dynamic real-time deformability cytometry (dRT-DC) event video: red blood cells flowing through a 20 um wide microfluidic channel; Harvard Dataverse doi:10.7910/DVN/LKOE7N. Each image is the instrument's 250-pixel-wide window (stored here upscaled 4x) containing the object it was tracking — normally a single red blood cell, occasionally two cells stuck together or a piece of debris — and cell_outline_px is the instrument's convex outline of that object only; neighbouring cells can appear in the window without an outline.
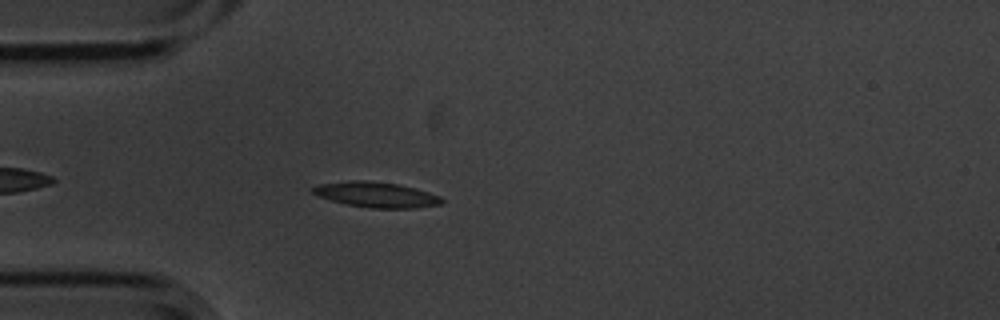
{"species": "common noctule bat (a hibernating species)", "species_latin": "Nyctalus noctula", "temperature_condition": "cold", "stored_images_in_passage": 1, "camera_frame_rate_fps": 3000, "um_per_image_px": 0.085, "animal": {"sex": "male", "body_mass_g": 20.1, "forearm_length_mm": 53.5}, "frame": {"image": 1, "passage_image": 1, "time_ms": 0.0, "image_size_px": [1000, 320], "cell_outline_px": [[444, 204], [416, 208], [372, 208], [348, 204], [332, 200], [320, 196], [312, 192], [312, 188], [320, 184], [348, 180], [368, 180], [396, 184], [416, 188], [440, 196], [444, 200]], "centroid_in_image_um": [32.04, 16.54], "position_along_channel_um": 53.0, "area_um2": 18.96}}